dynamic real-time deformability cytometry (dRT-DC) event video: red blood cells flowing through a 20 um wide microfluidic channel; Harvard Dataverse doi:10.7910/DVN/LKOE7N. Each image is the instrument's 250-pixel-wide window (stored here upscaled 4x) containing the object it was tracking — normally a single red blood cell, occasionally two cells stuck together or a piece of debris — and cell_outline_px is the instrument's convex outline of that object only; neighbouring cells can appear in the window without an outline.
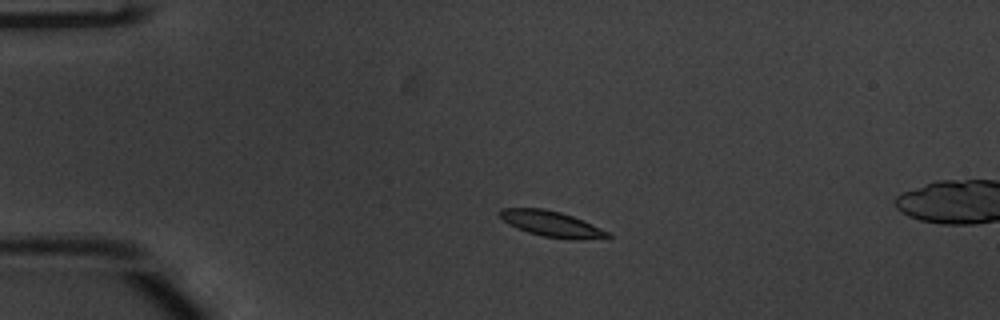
{"species": "common noctule bat (a hibernating species)", "species_latin": "Nyctalus noctula", "temperature_condition": "warm", "stored_images_in_passage": 5, "camera_frame_rate_fps": 3000, "um_per_image_px": 0.085, "animal": {"sex": "male", "body_mass_g": 20.1, "forearm_length_mm": 53.5}, "frame": {"image": 1, "passage_image": 1, "time_ms": 0.0, "image_size_px": [1000, 320], "cell_outline_px": [[612, 236], [584, 240], [568, 240], [544, 236], [528, 232], [508, 224], [496, 212], [500, 208], [544, 208], [560, 212], [572, 216], [600, 228], [608, 232]], "centroid_in_image_um": [46.84, 19.03], "position_along_channel_um": 38.2, "area_um2": 16.07}}